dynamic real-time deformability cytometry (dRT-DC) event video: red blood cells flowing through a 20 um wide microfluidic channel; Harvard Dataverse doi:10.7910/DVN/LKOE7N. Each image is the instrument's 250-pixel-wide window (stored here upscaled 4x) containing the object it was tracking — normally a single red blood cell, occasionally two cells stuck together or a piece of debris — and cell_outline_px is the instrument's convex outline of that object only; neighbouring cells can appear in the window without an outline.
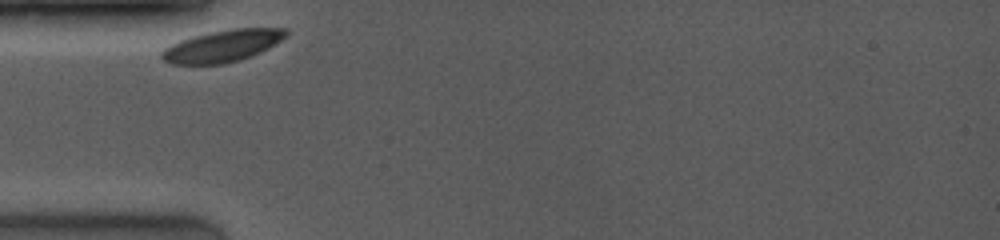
{"species": "common noctule bat (a hibernating species)", "species_latin": "Nyctalus noctula", "temperature_condition": "room temperature", "stored_images_in_passage": 2, "camera_frame_rate_fps": 4000, "um_per_image_px": 0.085, "animal": {"sex": "female", "body_mass_g": 19.0, "forearm_length_mm": 53.3}, "frame": {"image": 1, "passage_image": 1, "time_ms": 0.0, "image_size_px": [1000, 240], "cell_outline_px": [[288, 32], [280, 40], [268, 48], [260, 52], [240, 60], [224, 64], [172, 64], [164, 60], [160, 56], [160, 52], [164, 48], [180, 40], [192, 36], [232, 28], [288, 28]], "centroid_in_image_um": [18.88, 3.9], "position_along_channel_um": 66.1, "area_um2": 22.95}}